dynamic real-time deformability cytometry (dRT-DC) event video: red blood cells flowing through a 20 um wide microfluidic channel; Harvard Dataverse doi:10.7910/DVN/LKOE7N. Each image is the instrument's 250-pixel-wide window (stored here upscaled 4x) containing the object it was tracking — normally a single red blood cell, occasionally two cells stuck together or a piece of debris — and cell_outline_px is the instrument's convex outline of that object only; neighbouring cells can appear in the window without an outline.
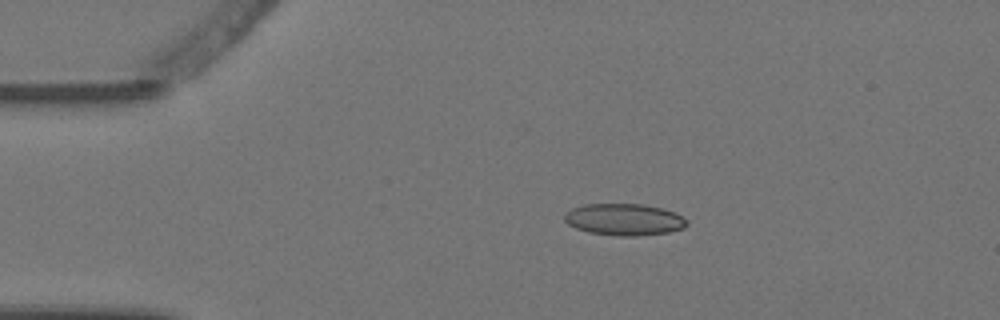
{"species": "Egyptian fruit bat (a non-hibernating species)", "species_latin": "Rousettus aegyptiacus", "temperature_condition": "warm", "stored_images_in_passage": 6, "camera_frame_rate_fps": 3000, "um_per_image_px": 0.085, "animal": {"sex": "female"}, "frame": {"image": 1, "passage_image": 2, "time_ms": 0.333, "image_size_px": [1000, 320], "cell_outline_px": [[688, 224], [684, 228], [668, 232], [636, 236], [616, 236], [588, 232], [576, 228], [568, 224], [564, 220], [564, 212], [572, 208], [584, 204], [644, 204], [664, 208], [676, 212], [688, 220]], "centroid_in_image_um": [53.07, 18.65], "position_along_channel_um": 31.9, "area_um2": 22.95}}
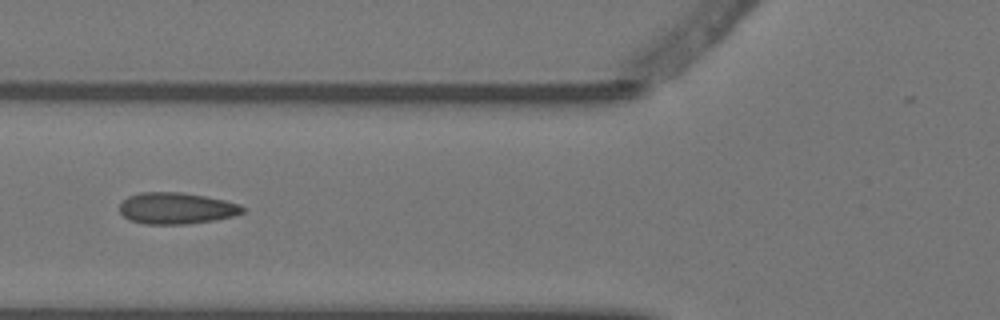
{"frame": {"image": 2, "passage_image": 5, "time_ms": 1.333, "image_size_px": [1000, 320], "cell_outline_px": [[244, 212], [232, 216], [216, 220], [188, 224], [144, 224], [128, 220], [120, 212], [120, 204], [128, 196], [140, 192], [180, 192], [204, 196], [224, 200], [240, 204], [244, 208]], "centroid_in_image_um": [14.98, 17.71], "position_along_channel_um": 110.8, "area_um2": 22.6}}
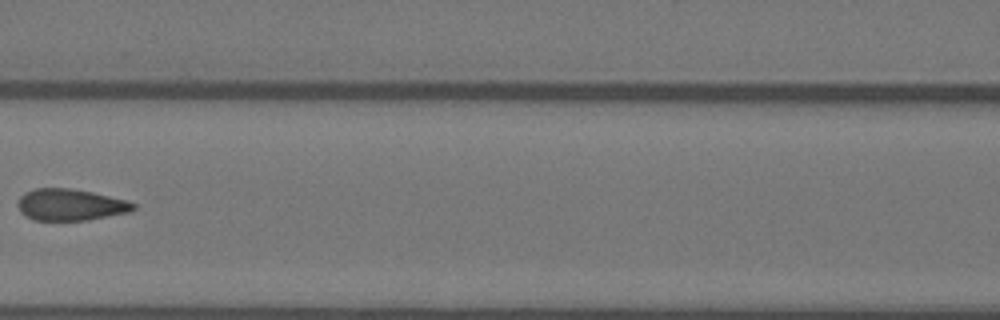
{"frame": {"image": 3, "passage_image": 6, "time_ms": 1.667, "image_size_px": [1000, 320], "cell_outline_px": [[136, 208], [128, 212], [88, 220], [32, 220], [20, 212], [16, 204], [20, 196], [24, 192], [36, 188], [68, 188], [92, 192], [128, 200], [136, 204]], "centroid_in_image_um": [5.96, 17.4], "position_along_channel_um": 160.6, "area_um2": 21.39}}